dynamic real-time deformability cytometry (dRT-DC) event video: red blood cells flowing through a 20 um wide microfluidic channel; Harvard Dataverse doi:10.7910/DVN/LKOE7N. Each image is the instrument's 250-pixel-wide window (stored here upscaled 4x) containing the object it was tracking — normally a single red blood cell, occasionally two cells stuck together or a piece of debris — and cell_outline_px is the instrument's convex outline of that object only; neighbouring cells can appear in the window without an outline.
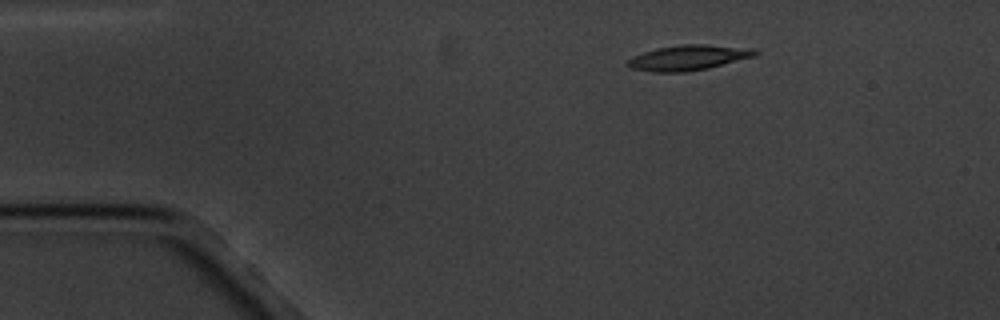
{"species": "common noctule bat (a hibernating species)", "species_latin": "Nyctalus noctula", "temperature_condition": "cold", "stored_images_in_passage": 3, "camera_frame_rate_fps": 3000, "um_per_image_px": 0.085, "animal": {"sex": "male", "body_mass_g": 20.1, "forearm_length_mm": 53.5}, "frame": {"image": 1, "passage_image": 1, "time_ms": 0.0, "image_size_px": [1000, 320], "cell_outline_px": [[760, 52], [756, 56], [708, 68], [684, 72], [652, 72], [632, 68], [628, 64], [628, 60], [632, 56], [656, 48], [680, 44], [704, 44], [756, 48]], "centroid_in_image_um": [58.57, 4.89], "position_along_channel_um": 26.4, "area_um2": 18.84}}